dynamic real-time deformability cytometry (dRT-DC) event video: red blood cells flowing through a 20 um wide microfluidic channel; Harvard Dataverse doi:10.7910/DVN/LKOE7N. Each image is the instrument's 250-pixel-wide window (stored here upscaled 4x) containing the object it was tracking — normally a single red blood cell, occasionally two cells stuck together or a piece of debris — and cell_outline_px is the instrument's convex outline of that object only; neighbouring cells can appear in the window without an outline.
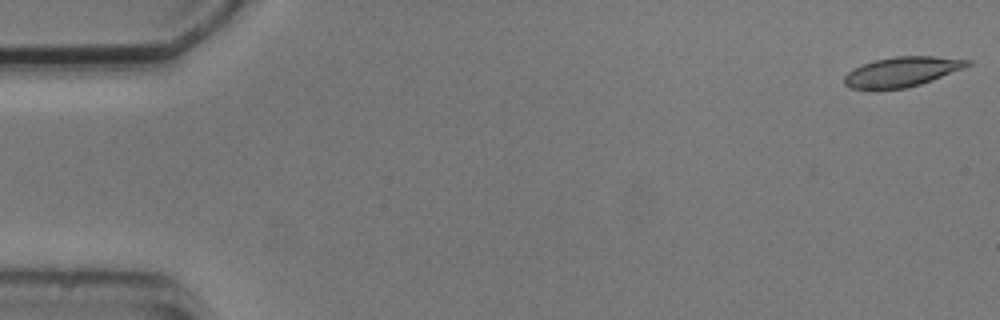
{"species": "common noctule bat (a hibernating species)", "species_latin": "Nyctalus noctula", "temperature_condition": "cold", "stored_images_in_passage": 4, "camera_frame_rate_fps": 3000, "um_per_image_px": 0.085, "animal": {"sex": "male", "body_mass_g": 20.5, "forearm_length_mm": 52.5}, "frame": {"image": 1, "passage_image": 1, "time_ms": 0.0, "image_size_px": [1000, 320], "cell_outline_px": [[972, 64], [964, 68], [920, 84], [904, 88], [876, 92], [872, 92], [852, 88], [844, 84], [844, 76], [852, 68], [876, 60], [896, 56], [932, 56], [972, 60]], "centroid_in_image_um": [76.61, 6.14], "position_along_channel_um": 8.4, "area_um2": 21.79}}
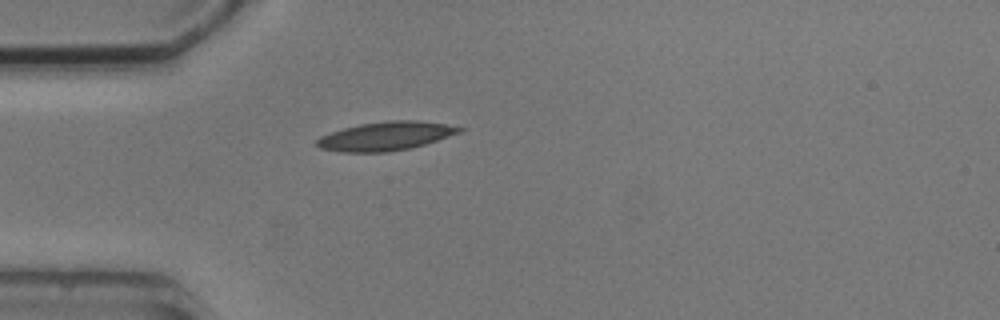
{"frame": {"image": 2, "passage_image": 4, "time_ms": 4.667, "image_size_px": [1000, 320], "cell_outline_px": [[464, 128], [460, 132], [412, 148], [388, 152], [340, 152], [320, 148], [316, 144], [316, 140], [320, 136], [344, 128], [360, 124], [388, 120], [416, 120], [444, 124]], "centroid_in_image_um": [32.75, 11.57], "position_along_channel_um": 52.3, "area_um2": 23.64}}